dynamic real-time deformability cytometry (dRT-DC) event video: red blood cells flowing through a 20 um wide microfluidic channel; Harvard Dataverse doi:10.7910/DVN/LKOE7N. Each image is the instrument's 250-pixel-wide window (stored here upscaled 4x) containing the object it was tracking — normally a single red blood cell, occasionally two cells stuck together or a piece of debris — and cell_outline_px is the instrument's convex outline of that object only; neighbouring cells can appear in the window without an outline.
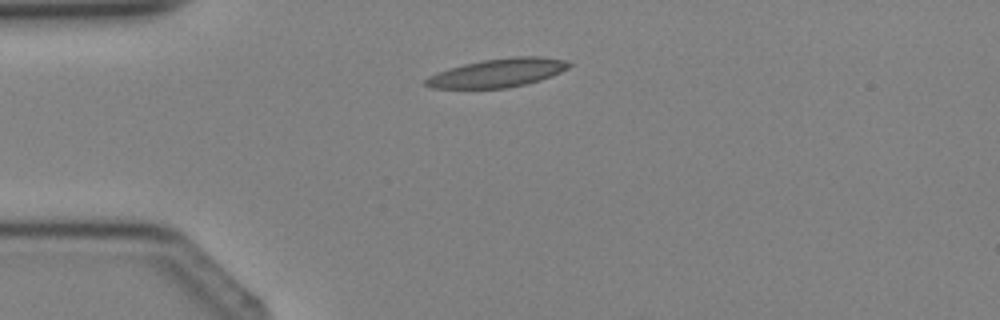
{"species": "Egyptian fruit bat (a non-hibernating species)", "species_latin": "Rousettus aegyptiacus", "temperature_condition": "cold", "stored_images_in_passage": 1, "camera_frame_rate_fps": 3000, "um_per_image_px": 0.085, "animal": {"sex": "female"}, "frame": {"image": 1, "passage_image": 1, "time_ms": 0.0, "image_size_px": [1000, 320], "cell_outline_px": [[572, 64], [568, 68], [552, 76], [540, 80], [508, 88], [432, 88], [424, 84], [424, 80], [428, 76], [464, 64], [484, 60], [512, 56], [540, 56], [564, 60]], "centroid_in_image_um": [42.33, 6.19], "position_along_channel_um": 42.7, "area_um2": 23.58}}